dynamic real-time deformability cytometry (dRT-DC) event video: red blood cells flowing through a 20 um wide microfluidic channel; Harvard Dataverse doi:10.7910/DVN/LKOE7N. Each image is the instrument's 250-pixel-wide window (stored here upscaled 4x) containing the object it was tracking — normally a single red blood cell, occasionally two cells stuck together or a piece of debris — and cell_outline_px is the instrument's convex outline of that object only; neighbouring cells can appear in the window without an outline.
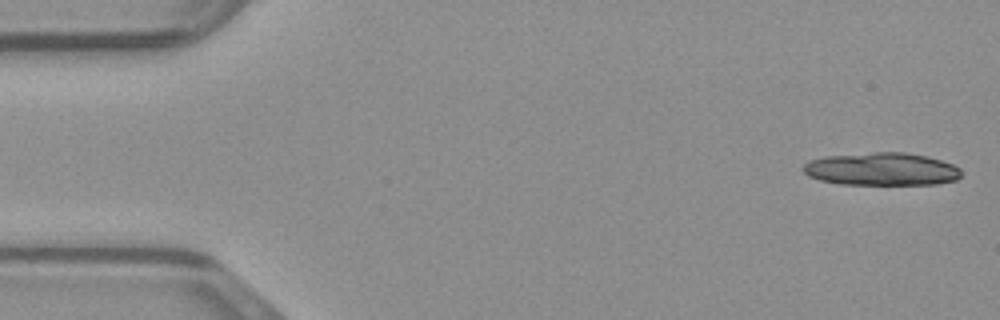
{"species": "common noctule bat (a hibernating species)", "species_latin": "Nyctalus noctula", "temperature_condition": "warm", "stored_images_in_passage": 35, "camera_frame_rate_fps": 3000, "um_per_image_px": 0.085, "animal": {"sex": "male", "body_mass_g": 23.1, "forearm_length_mm": 52.7}, "frame": {"image": 1, "passage_image": 1, "time_ms": 0.0, "image_size_px": [1000, 320], "cell_outline_px": [[960, 176], [956, 180], [936, 184], [840, 184], [820, 180], [808, 176], [800, 168], [808, 160], [824, 156], [872, 152], [904, 152], [928, 156], [952, 164], [960, 168]], "centroid_in_image_um": [74.89, 14.36], "position_along_channel_um": 10.1, "area_um2": 30.4}}